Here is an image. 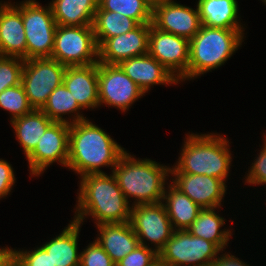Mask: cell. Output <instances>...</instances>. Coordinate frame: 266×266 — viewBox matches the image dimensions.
<instances>
[{
  "label": "cell",
  "instance_id": "obj_1",
  "mask_svg": "<svg viewBox=\"0 0 266 266\" xmlns=\"http://www.w3.org/2000/svg\"><path fill=\"white\" fill-rule=\"evenodd\" d=\"M125 152L103 129L89 120L70 124L67 167L80 176L104 173L100 167L116 166Z\"/></svg>",
  "mask_w": 266,
  "mask_h": 266
},
{
  "label": "cell",
  "instance_id": "obj_2",
  "mask_svg": "<svg viewBox=\"0 0 266 266\" xmlns=\"http://www.w3.org/2000/svg\"><path fill=\"white\" fill-rule=\"evenodd\" d=\"M115 176L105 173L82 176L74 221L83 222L90 215L98 224L130 221L131 207Z\"/></svg>",
  "mask_w": 266,
  "mask_h": 266
},
{
  "label": "cell",
  "instance_id": "obj_3",
  "mask_svg": "<svg viewBox=\"0 0 266 266\" xmlns=\"http://www.w3.org/2000/svg\"><path fill=\"white\" fill-rule=\"evenodd\" d=\"M168 173L171 168L150 159L137 160L127 151L112 170L126 199L136 198L133 206L162 202Z\"/></svg>",
  "mask_w": 266,
  "mask_h": 266
},
{
  "label": "cell",
  "instance_id": "obj_4",
  "mask_svg": "<svg viewBox=\"0 0 266 266\" xmlns=\"http://www.w3.org/2000/svg\"><path fill=\"white\" fill-rule=\"evenodd\" d=\"M228 140L219 134L187 135L177 165L171 173L207 175L226 182L231 165Z\"/></svg>",
  "mask_w": 266,
  "mask_h": 266
},
{
  "label": "cell",
  "instance_id": "obj_5",
  "mask_svg": "<svg viewBox=\"0 0 266 266\" xmlns=\"http://www.w3.org/2000/svg\"><path fill=\"white\" fill-rule=\"evenodd\" d=\"M243 31L202 25L189 40L188 80L222 66L238 50Z\"/></svg>",
  "mask_w": 266,
  "mask_h": 266
},
{
  "label": "cell",
  "instance_id": "obj_6",
  "mask_svg": "<svg viewBox=\"0 0 266 266\" xmlns=\"http://www.w3.org/2000/svg\"><path fill=\"white\" fill-rule=\"evenodd\" d=\"M15 7L22 14L26 35V60L51 58L57 27L51 6L44 8L35 0H26Z\"/></svg>",
  "mask_w": 266,
  "mask_h": 266
},
{
  "label": "cell",
  "instance_id": "obj_7",
  "mask_svg": "<svg viewBox=\"0 0 266 266\" xmlns=\"http://www.w3.org/2000/svg\"><path fill=\"white\" fill-rule=\"evenodd\" d=\"M51 58L66 66L98 63V44L93 25H57Z\"/></svg>",
  "mask_w": 266,
  "mask_h": 266
},
{
  "label": "cell",
  "instance_id": "obj_8",
  "mask_svg": "<svg viewBox=\"0 0 266 266\" xmlns=\"http://www.w3.org/2000/svg\"><path fill=\"white\" fill-rule=\"evenodd\" d=\"M221 251L216 244L188 230H174L158 255L166 266H209Z\"/></svg>",
  "mask_w": 266,
  "mask_h": 266
},
{
  "label": "cell",
  "instance_id": "obj_9",
  "mask_svg": "<svg viewBox=\"0 0 266 266\" xmlns=\"http://www.w3.org/2000/svg\"><path fill=\"white\" fill-rule=\"evenodd\" d=\"M66 67L52 58L25 60L21 83L33 109L41 110L49 95L63 83Z\"/></svg>",
  "mask_w": 266,
  "mask_h": 266
},
{
  "label": "cell",
  "instance_id": "obj_10",
  "mask_svg": "<svg viewBox=\"0 0 266 266\" xmlns=\"http://www.w3.org/2000/svg\"><path fill=\"white\" fill-rule=\"evenodd\" d=\"M130 223L139 244L148 247L144 239L151 241L155 243L157 253L165 247L174 232L162 202L131 206Z\"/></svg>",
  "mask_w": 266,
  "mask_h": 266
},
{
  "label": "cell",
  "instance_id": "obj_11",
  "mask_svg": "<svg viewBox=\"0 0 266 266\" xmlns=\"http://www.w3.org/2000/svg\"><path fill=\"white\" fill-rule=\"evenodd\" d=\"M148 53L179 82L188 79L189 40L187 38L160 31L150 23Z\"/></svg>",
  "mask_w": 266,
  "mask_h": 266
},
{
  "label": "cell",
  "instance_id": "obj_12",
  "mask_svg": "<svg viewBox=\"0 0 266 266\" xmlns=\"http://www.w3.org/2000/svg\"><path fill=\"white\" fill-rule=\"evenodd\" d=\"M98 92L99 106L104 103L124 112L145 94L119 65L100 62H98Z\"/></svg>",
  "mask_w": 266,
  "mask_h": 266
},
{
  "label": "cell",
  "instance_id": "obj_13",
  "mask_svg": "<svg viewBox=\"0 0 266 266\" xmlns=\"http://www.w3.org/2000/svg\"><path fill=\"white\" fill-rule=\"evenodd\" d=\"M70 124L54 122L26 157L32 175L38 176L55 161L67 167Z\"/></svg>",
  "mask_w": 266,
  "mask_h": 266
},
{
  "label": "cell",
  "instance_id": "obj_14",
  "mask_svg": "<svg viewBox=\"0 0 266 266\" xmlns=\"http://www.w3.org/2000/svg\"><path fill=\"white\" fill-rule=\"evenodd\" d=\"M150 23L106 39L98 47V62L119 65L122 61L148 53Z\"/></svg>",
  "mask_w": 266,
  "mask_h": 266
},
{
  "label": "cell",
  "instance_id": "obj_15",
  "mask_svg": "<svg viewBox=\"0 0 266 266\" xmlns=\"http://www.w3.org/2000/svg\"><path fill=\"white\" fill-rule=\"evenodd\" d=\"M152 25L160 31L191 40L200 30L202 22L198 8L193 10L171 1L153 8Z\"/></svg>",
  "mask_w": 266,
  "mask_h": 266
},
{
  "label": "cell",
  "instance_id": "obj_16",
  "mask_svg": "<svg viewBox=\"0 0 266 266\" xmlns=\"http://www.w3.org/2000/svg\"><path fill=\"white\" fill-rule=\"evenodd\" d=\"M172 183L201 208L220 207L226 192V184L207 175L171 173Z\"/></svg>",
  "mask_w": 266,
  "mask_h": 266
},
{
  "label": "cell",
  "instance_id": "obj_17",
  "mask_svg": "<svg viewBox=\"0 0 266 266\" xmlns=\"http://www.w3.org/2000/svg\"><path fill=\"white\" fill-rule=\"evenodd\" d=\"M119 66L144 93L151 85L178 84L176 77L149 53L124 60Z\"/></svg>",
  "mask_w": 266,
  "mask_h": 266
},
{
  "label": "cell",
  "instance_id": "obj_18",
  "mask_svg": "<svg viewBox=\"0 0 266 266\" xmlns=\"http://www.w3.org/2000/svg\"><path fill=\"white\" fill-rule=\"evenodd\" d=\"M63 84L82 109L99 106L98 63L88 66H67Z\"/></svg>",
  "mask_w": 266,
  "mask_h": 266
},
{
  "label": "cell",
  "instance_id": "obj_19",
  "mask_svg": "<svg viewBox=\"0 0 266 266\" xmlns=\"http://www.w3.org/2000/svg\"><path fill=\"white\" fill-rule=\"evenodd\" d=\"M0 56L26 60V35L22 14L10 2L0 7Z\"/></svg>",
  "mask_w": 266,
  "mask_h": 266
},
{
  "label": "cell",
  "instance_id": "obj_20",
  "mask_svg": "<svg viewBox=\"0 0 266 266\" xmlns=\"http://www.w3.org/2000/svg\"><path fill=\"white\" fill-rule=\"evenodd\" d=\"M97 228L100 237L96 241L115 264L139 245V240L130 221L98 224Z\"/></svg>",
  "mask_w": 266,
  "mask_h": 266
},
{
  "label": "cell",
  "instance_id": "obj_21",
  "mask_svg": "<svg viewBox=\"0 0 266 266\" xmlns=\"http://www.w3.org/2000/svg\"><path fill=\"white\" fill-rule=\"evenodd\" d=\"M50 6L59 26L93 25L98 0H52Z\"/></svg>",
  "mask_w": 266,
  "mask_h": 266
},
{
  "label": "cell",
  "instance_id": "obj_22",
  "mask_svg": "<svg viewBox=\"0 0 266 266\" xmlns=\"http://www.w3.org/2000/svg\"><path fill=\"white\" fill-rule=\"evenodd\" d=\"M164 192L162 204L172 223L174 230H187L202 209L174 184H170ZM164 200L166 203H164Z\"/></svg>",
  "mask_w": 266,
  "mask_h": 266
},
{
  "label": "cell",
  "instance_id": "obj_23",
  "mask_svg": "<svg viewBox=\"0 0 266 266\" xmlns=\"http://www.w3.org/2000/svg\"><path fill=\"white\" fill-rule=\"evenodd\" d=\"M79 228L80 224L73 220L59 236L42 245L54 266L80 265V254L77 251Z\"/></svg>",
  "mask_w": 266,
  "mask_h": 266
},
{
  "label": "cell",
  "instance_id": "obj_24",
  "mask_svg": "<svg viewBox=\"0 0 266 266\" xmlns=\"http://www.w3.org/2000/svg\"><path fill=\"white\" fill-rule=\"evenodd\" d=\"M197 8L202 25L224 29H244L238 23L236 0H198Z\"/></svg>",
  "mask_w": 266,
  "mask_h": 266
},
{
  "label": "cell",
  "instance_id": "obj_25",
  "mask_svg": "<svg viewBox=\"0 0 266 266\" xmlns=\"http://www.w3.org/2000/svg\"><path fill=\"white\" fill-rule=\"evenodd\" d=\"M10 122L26 157L37 146L40 137L54 123L42 110L37 109Z\"/></svg>",
  "mask_w": 266,
  "mask_h": 266
},
{
  "label": "cell",
  "instance_id": "obj_26",
  "mask_svg": "<svg viewBox=\"0 0 266 266\" xmlns=\"http://www.w3.org/2000/svg\"><path fill=\"white\" fill-rule=\"evenodd\" d=\"M215 209V207L202 208L197 218L187 230L196 237L211 241L223 251L224 247L228 244L231 231L220 230L225 224V220L215 213Z\"/></svg>",
  "mask_w": 266,
  "mask_h": 266
},
{
  "label": "cell",
  "instance_id": "obj_27",
  "mask_svg": "<svg viewBox=\"0 0 266 266\" xmlns=\"http://www.w3.org/2000/svg\"><path fill=\"white\" fill-rule=\"evenodd\" d=\"M139 24L132 18L113 11H96L93 29L98 47L108 38L132 31Z\"/></svg>",
  "mask_w": 266,
  "mask_h": 266
},
{
  "label": "cell",
  "instance_id": "obj_28",
  "mask_svg": "<svg viewBox=\"0 0 266 266\" xmlns=\"http://www.w3.org/2000/svg\"><path fill=\"white\" fill-rule=\"evenodd\" d=\"M82 109L71 92L62 83L49 95L47 103L41 109L52 121L73 124L86 118L78 112ZM77 112V113H76ZM69 113H76L72 121L65 120L62 116Z\"/></svg>",
  "mask_w": 266,
  "mask_h": 266
},
{
  "label": "cell",
  "instance_id": "obj_29",
  "mask_svg": "<svg viewBox=\"0 0 266 266\" xmlns=\"http://www.w3.org/2000/svg\"><path fill=\"white\" fill-rule=\"evenodd\" d=\"M97 11L120 13L138 24L152 23L153 9L145 0H98Z\"/></svg>",
  "mask_w": 266,
  "mask_h": 266
},
{
  "label": "cell",
  "instance_id": "obj_30",
  "mask_svg": "<svg viewBox=\"0 0 266 266\" xmlns=\"http://www.w3.org/2000/svg\"><path fill=\"white\" fill-rule=\"evenodd\" d=\"M0 107L11 113V120L29 114L34 109L30 105L25 89L21 84L5 89L0 93Z\"/></svg>",
  "mask_w": 266,
  "mask_h": 266
},
{
  "label": "cell",
  "instance_id": "obj_31",
  "mask_svg": "<svg viewBox=\"0 0 266 266\" xmlns=\"http://www.w3.org/2000/svg\"><path fill=\"white\" fill-rule=\"evenodd\" d=\"M24 62L19 57L0 56V93L21 84Z\"/></svg>",
  "mask_w": 266,
  "mask_h": 266
},
{
  "label": "cell",
  "instance_id": "obj_32",
  "mask_svg": "<svg viewBox=\"0 0 266 266\" xmlns=\"http://www.w3.org/2000/svg\"><path fill=\"white\" fill-rule=\"evenodd\" d=\"M79 266H116V264L95 240L80 253Z\"/></svg>",
  "mask_w": 266,
  "mask_h": 266
},
{
  "label": "cell",
  "instance_id": "obj_33",
  "mask_svg": "<svg viewBox=\"0 0 266 266\" xmlns=\"http://www.w3.org/2000/svg\"><path fill=\"white\" fill-rule=\"evenodd\" d=\"M159 257L155 249L149 246L138 245L126 255L116 266H149Z\"/></svg>",
  "mask_w": 266,
  "mask_h": 266
},
{
  "label": "cell",
  "instance_id": "obj_34",
  "mask_svg": "<svg viewBox=\"0 0 266 266\" xmlns=\"http://www.w3.org/2000/svg\"><path fill=\"white\" fill-rule=\"evenodd\" d=\"M15 266H54L50 255L41 246L34 251H15Z\"/></svg>",
  "mask_w": 266,
  "mask_h": 266
},
{
  "label": "cell",
  "instance_id": "obj_35",
  "mask_svg": "<svg viewBox=\"0 0 266 266\" xmlns=\"http://www.w3.org/2000/svg\"><path fill=\"white\" fill-rule=\"evenodd\" d=\"M262 151L258 155L256 161L252 163L251 169L246 177V183L250 184H266V137L264 140V146Z\"/></svg>",
  "mask_w": 266,
  "mask_h": 266
},
{
  "label": "cell",
  "instance_id": "obj_36",
  "mask_svg": "<svg viewBox=\"0 0 266 266\" xmlns=\"http://www.w3.org/2000/svg\"><path fill=\"white\" fill-rule=\"evenodd\" d=\"M15 183L12 166L5 160L0 159V199L10 193Z\"/></svg>",
  "mask_w": 266,
  "mask_h": 266
},
{
  "label": "cell",
  "instance_id": "obj_37",
  "mask_svg": "<svg viewBox=\"0 0 266 266\" xmlns=\"http://www.w3.org/2000/svg\"><path fill=\"white\" fill-rule=\"evenodd\" d=\"M225 255V256H224ZM220 258L214 259L209 266H249L239 258L230 254H224Z\"/></svg>",
  "mask_w": 266,
  "mask_h": 266
},
{
  "label": "cell",
  "instance_id": "obj_38",
  "mask_svg": "<svg viewBox=\"0 0 266 266\" xmlns=\"http://www.w3.org/2000/svg\"><path fill=\"white\" fill-rule=\"evenodd\" d=\"M15 251L9 247L0 249V266H15Z\"/></svg>",
  "mask_w": 266,
  "mask_h": 266
},
{
  "label": "cell",
  "instance_id": "obj_39",
  "mask_svg": "<svg viewBox=\"0 0 266 266\" xmlns=\"http://www.w3.org/2000/svg\"><path fill=\"white\" fill-rule=\"evenodd\" d=\"M150 7L153 9L155 6L160 5V4H165L167 2H171L172 0H145Z\"/></svg>",
  "mask_w": 266,
  "mask_h": 266
},
{
  "label": "cell",
  "instance_id": "obj_40",
  "mask_svg": "<svg viewBox=\"0 0 266 266\" xmlns=\"http://www.w3.org/2000/svg\"><path fill=\"white\" fill-rule=\"evenodd\" d=\"M149 266H166L161 259L158 257L153 263H151Z\"/></svg>",
  "mask_w": 266,
  "mask_h": 266
}]
</instances>
